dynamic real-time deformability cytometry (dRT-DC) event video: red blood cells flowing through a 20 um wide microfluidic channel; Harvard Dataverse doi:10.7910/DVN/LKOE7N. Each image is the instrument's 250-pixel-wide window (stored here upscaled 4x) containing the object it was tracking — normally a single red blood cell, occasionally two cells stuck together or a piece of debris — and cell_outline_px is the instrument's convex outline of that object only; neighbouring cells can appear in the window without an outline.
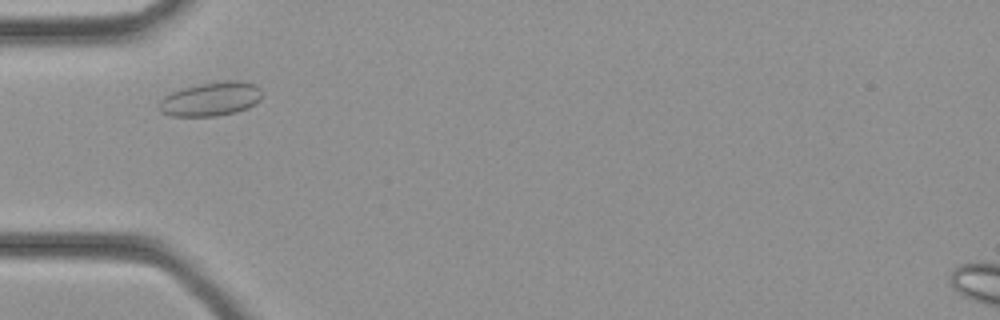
{"species": "common noctule bat (a hibernating species)", "species_latin": "Nyctalus noctula", "temperature_condition": "cold", "stored_images_in_passage": 28, "camera_frame_rate_fps": 3000, "um_per_image_px": 0.085, "animal": {"sex": "female", "body_mass_g": 21.9}, "frame": {"image": 1, "passage_image": 4, "time_ms": 1.0, "image_size_px": [1000, 320], "cell_outline_px": [[260, 100], [248, 108], [236, 112], [216, 116], [172, 116], [160, 112], [156, 104], [164, 96], [172, 92], [184, 88], [200, 84], [224, 80], [240, 80], [256, 84], [260, 88]], "centroid_in_image_um": [17.91, 8.42], "position_along_channel_um": 67.1, "area_um2": 20.52}}
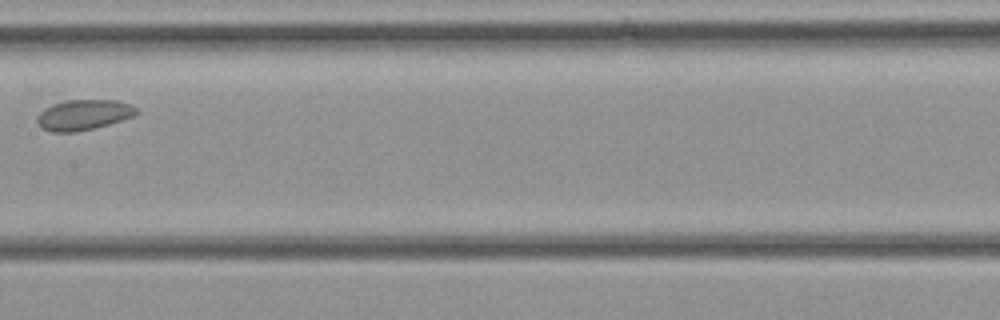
{"frame": {"image": 2, "passage_image": 11, "time_ms": 3.333, "image_size_px": [1000, 320], "cell_outline_px": [[140, 112], [132, 116], [108, 124], [76, 132], [52, 132], [40, 128], [36, 124], [36, 116], [44, 108], [52, 104], [68, 100], [116, 100], [132, 104]], "centroid_in_image_um": [7.05, 9.76], "position_along_channel_um": 200.3, "area_um2": 17.69}}
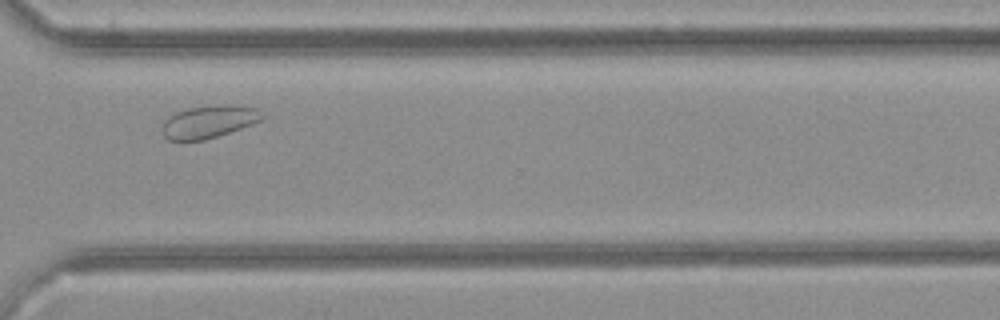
{"frame": {"image": 3, "passage_image": 19, "time_ms": 6.0, "image_size_px": [1000, 320], "cell_outline_px": [[264, 116], [260, 120], [252, 124], [204, 140], [180, 144], [168, 140], [160, 132], [160, 128], [164, 120], [168, 116], [176, 112], [188, 108], [228, 104], [232, 104], [256, 108], [264, 112]], "centroid_in_image_um": [17.66, 10.38], "position_along_channel_um": 352.9, "area_um2": 19.54}}